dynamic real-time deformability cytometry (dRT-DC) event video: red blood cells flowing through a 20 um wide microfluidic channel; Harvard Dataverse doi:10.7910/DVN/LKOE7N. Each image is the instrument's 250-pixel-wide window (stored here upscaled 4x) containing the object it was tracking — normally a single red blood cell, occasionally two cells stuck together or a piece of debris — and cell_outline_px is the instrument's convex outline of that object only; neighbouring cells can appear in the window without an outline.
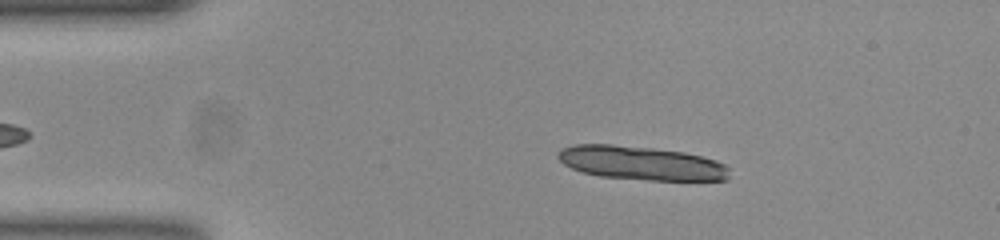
{"species": "common noctule bat (a hibernating species)", "species_latin": "Nyctalus noctula", "temperature_condition": "room temperature", "stored_images_in_passage": 45, "camera_frame_rate_fps": 3000, "um_per_image_px": 0.085, "animal": {"sex": "female", "body_mass_g": 23.0, "forearm_length_mm": 53.4}, "frame": {"image": 1, "passage_image": 9, "time_ms": 2.667, "image_size_px": [1000, 240], "cell_outline_px": [[728, 180], [648, 180], [600, 176], [584, 172], [572, 168], [564, 164], [556, 156], [560, 148], [576, 144], [612, 144], [652, 148], [684, 152], [716, 160], [724, 164], [728, 168]], "centroid_in_image_um": [54.48, 13.85], "position_along_channel_um": 30.5, "area_um2": 33.64}}
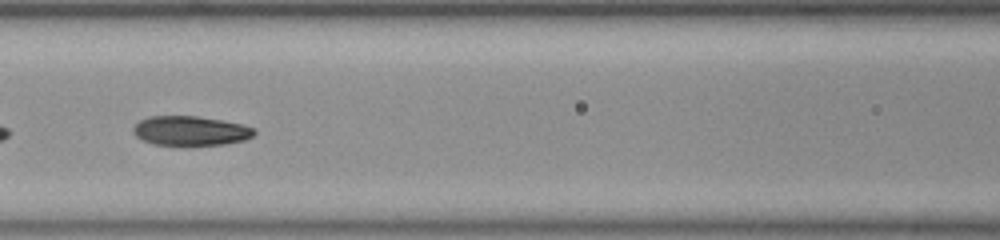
{"frame": {"image": 2, "passage_image": 23, "time_ms": 7.333, "image_size_px": [1000, 240], "cell_outline_px": [[256, 132], [252, 136], [244, 140], [220, 144], [152, 144], [136, 136], [132, 132], [132, 128], [140, 120], [148, 116], [196, 116], [220, 120], [240, 124], [252, 128]], "centroid_in_image_um": [16.14, 11.1], "position_along_channel_um": 150.5, "area_um2": 20.29}}
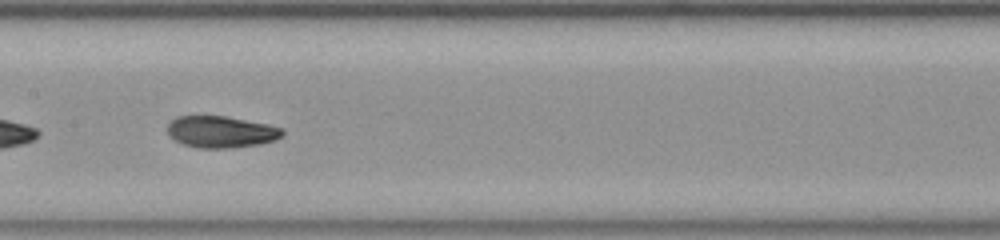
{"frame": {"image": 3, "passage_image": 26, "time_ms": 8.333, "image_size_px": [1000, 240], "cell_outline_px": [[284, 136], [276, 140], [256, 144], [224, 148], [200, 148], [184, 144], [176, 140], [168, 132], [168, 124], [176, 116], [224, 116], [268, 124], [284, 128]], "centroid_in_image_um": [18.83, 11.19], "position_along_channel_um": 188.6, "area_um2": 20.98}, "authors_computed_cell_mechanics": {"area_um2": 20.9814, "velocity_mm_per_s": 3.8533, "shape_relaxation_time_tau1_ms": 4.8977, "shape_relaxation_time_tau2_ms": 0.9747, "deformation_change_tau1": 0.1818, "deformation_change_tau2": 0.0432}}